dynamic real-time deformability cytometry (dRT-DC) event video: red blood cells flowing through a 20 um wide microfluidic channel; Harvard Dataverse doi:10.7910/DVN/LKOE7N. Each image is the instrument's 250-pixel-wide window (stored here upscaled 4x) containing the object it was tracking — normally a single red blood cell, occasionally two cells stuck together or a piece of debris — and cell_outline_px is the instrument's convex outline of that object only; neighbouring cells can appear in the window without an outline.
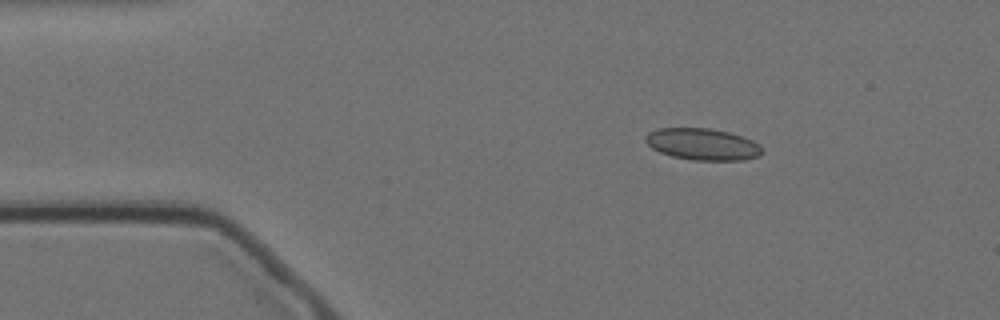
{"species": "Egyptian fruit bat (a non-hibernating species)", "species_latin": "Rousettus aegyptiacus", "temperature_condition": "cold", "stored_images_in_passage": 8, "camera_frame_rate_fps": 3000, "um_per_image_px": 0.085, "animal": {"sex": "female"}, "frame": {"image": 1, "passage_image": 1, "time_ms": 0.0, "image_size_px": [1000, 320], "cell_outline_px": [[764, 152], [760, 156], [744, 160], [692, 160], [672, 156], [660, 152], [652, 148], [644, 140], [644, 136], [648, 132], [656, 128], [708, 128], [728, 132], [752, 140], [760, 144]], "centroid_in_image_um": [59.72, 12.26], "position_along_channel_um": 25.3, "area_um2": 21.68}}